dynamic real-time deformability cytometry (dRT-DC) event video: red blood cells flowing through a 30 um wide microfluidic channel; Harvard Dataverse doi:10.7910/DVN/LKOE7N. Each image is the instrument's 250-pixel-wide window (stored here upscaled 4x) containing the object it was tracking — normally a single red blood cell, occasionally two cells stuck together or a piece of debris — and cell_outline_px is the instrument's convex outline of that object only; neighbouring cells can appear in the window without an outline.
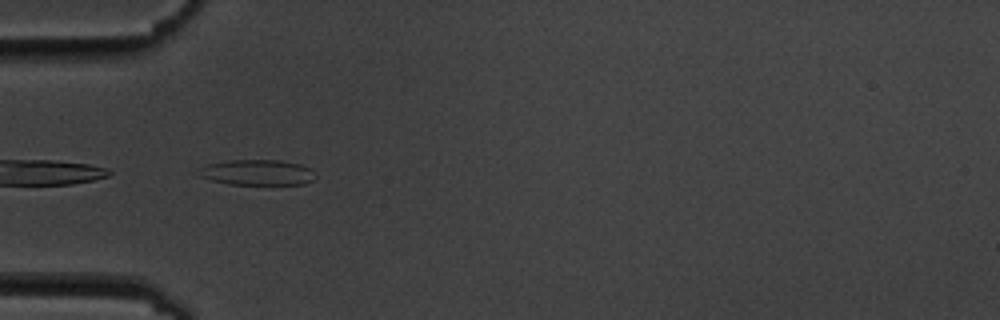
{"species": "common noctule bat (a hibernating species)", "species_latin": "Nyctalus noctula", "temperature_condition": "cold", "stored_images_in_passage": 8, "camera_frame_rate_fps": 3000, "um_per_image_px": 0.085, "animal": {"sex": "male", "body_mass_g": 19.5, "forearm_length_mm": 54.6}, "frame": {"image": 1, "passage_image": 7, "time_ms": 7.333, "image_size_px": [1000, 320], "cell_outline_px": [[316, 176], [312, 180], [304, 184], [228, 184], [196, 176], [192, 172], [208, 164], [228, 160], [280, 160], [300, 164], [312, 168]], "centroid_in_image_um": [21.82, 14.65], "position_along_channel_um": 63.2, "area_um2": 17.63}}
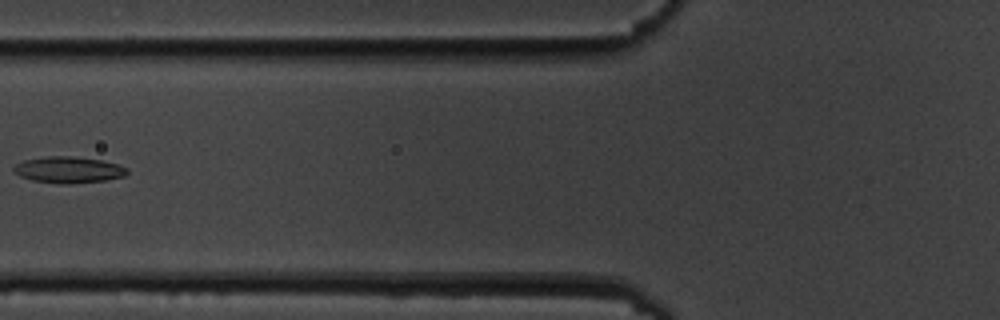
{"frame": {"image": 2, "passage_image": 8, "time_ms": 9.0, "image_size_px": [1000, 320], "cell_outline_px": [[128, 172], [124, 176], [104, 180], [68, 184], [60, 184], [32, 180], [20, 176], [12, 172], [12, 168], [16, 164], [24, 160], [48, 156], [72, 156], [104, 160], [128, 168]], "centroid_in_image_um": [5.8, 14.43], "position_along_channel_um": 120.0, "area_um2": 17.46}}